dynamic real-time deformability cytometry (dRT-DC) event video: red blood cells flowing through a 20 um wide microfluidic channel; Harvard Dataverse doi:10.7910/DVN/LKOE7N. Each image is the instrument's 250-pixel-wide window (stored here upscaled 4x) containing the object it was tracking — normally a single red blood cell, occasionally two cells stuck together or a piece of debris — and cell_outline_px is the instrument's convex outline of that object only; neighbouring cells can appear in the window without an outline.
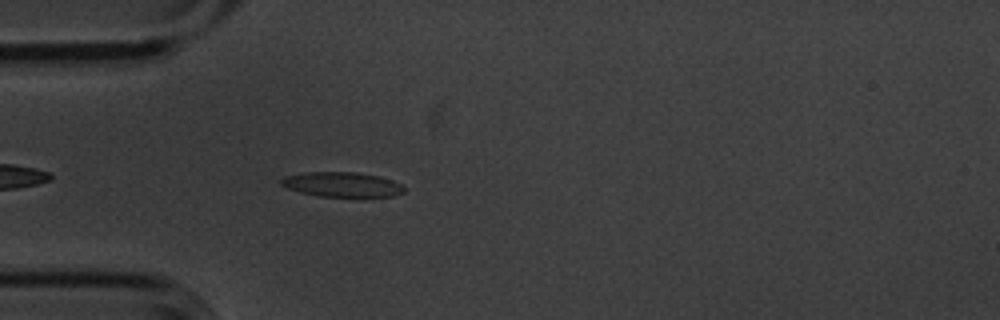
{"species": "common noctule bat (a hibernating species)", "species_latin": "Nyctalus noctula", "temperature_condition": "cold", "stored_images_in_passage": 3, "camera_frame_rate_fps": 3000, "um_per_image_px": 0.085, "animal": {"sex": "male", "body_mass_g": 20.1, "forearm_length_mm": 53.5}, "frame": {"image": 1, "passage_image": 3, "time_ms": 0.667, "image_size_px": [1000, 320], "cell_outline_px": [[404, 192], [392, 196], [320, 196], [300, 192], [288, 188], [280, 184], [280, 180], [284, 176], [304, 172], [356, 172], [376, 176], [392, 180], [400, 184], [404, 188]], "centroid_in_image_um": [29.03, 15.67], "position_along_channel_um": 56.0, "area_um2": 17.51}}